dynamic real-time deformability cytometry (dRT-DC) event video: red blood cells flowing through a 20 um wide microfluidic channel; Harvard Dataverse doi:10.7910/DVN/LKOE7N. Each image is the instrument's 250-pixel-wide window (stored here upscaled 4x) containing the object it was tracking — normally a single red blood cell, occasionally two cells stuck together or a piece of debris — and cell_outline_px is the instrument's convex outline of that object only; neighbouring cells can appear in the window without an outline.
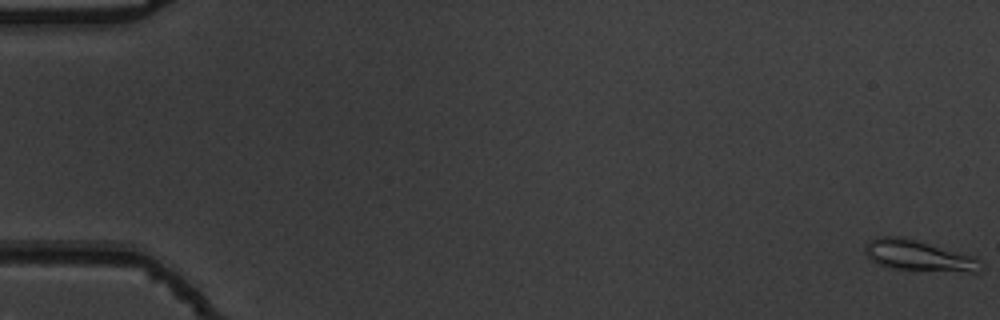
{"species": "common noctule bat (a hibernating species)", "species_latin": "Nyctalus noctula", "temperature_condition": "warm", "stored_images_in_passage": 55, "camera_frame_rate_fps": 3000, "um_per_image_px": 0.085, "animal": {"sex": "male", "body_mass_g": 19.5, "forearm_length_mm": 54.6}, "frame": {"image": 1, "passage_image": 1, "time_ms": 0.0, "image_size_px": [1000, 320], "cell_outline_px": [[984, 268], [980, 272], [972, 272], [892, 268], [880, 264], [872, 260], [864, 252], [864, 248], [868, 240], [876, 236], [904, 236], [976, 256], [984, 264]], "centroid_in_image_um": [78.13, 21.7], "position_along_channel_um": 6.9, "area_um2": 21.04}}
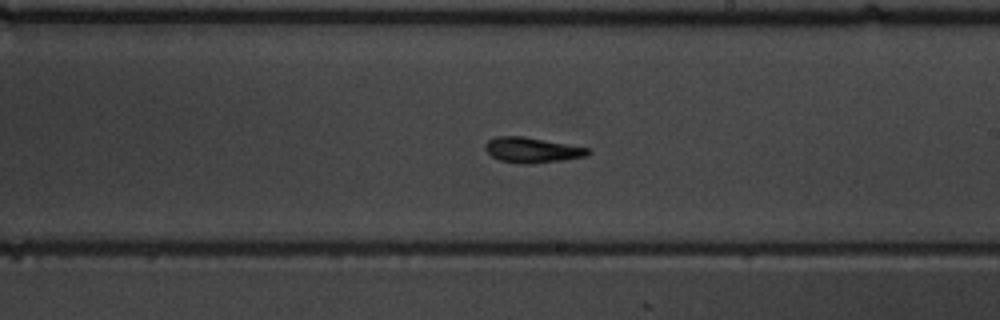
{"frame": {"image": 2, "passage_image": 33, "time_ms": 10.667, "image_size_px": [1000, 320], "cell_outline_px": [[592, 152], [588, 156], [564, 160], [532, 164], [524, 164], [500, 160], [492, 156], [484, 148], [484, 144], [488, 140], [496, 136], [524, 136], [568, 144], [588, 148]], "centroid_in_image_um": [45.24, 12.75], "position_along_channel_um": 243.8, "area_um2": 15.26}}
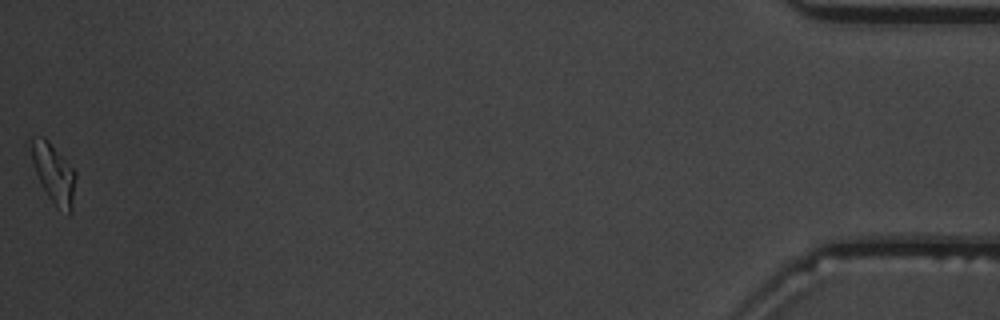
{"frame": {"image": 3, "passage_image": 55, "time_ms": 18.0, "image_size_px": [1000, 320], "cell_outline_px": [[76, 176], [72, 212], [68, 216], [56, 208], [48, 196], [36, 172], [32, 160], [28, 140], [32, 136], [44, 136], [48, 140], [76, 172]], "centroid_in_image_um": [4.56, 14.74], "position_along_channel_um": 430.6, "area_um2": 15.61}, "authors_computed_cell_mechanics": {"area_um2": 15.3748, "velocity_mm_per_s": 3.7975, "shape_relaxation_time_tau1_ms": 5.8651, "shape_relaxation_time_tau2_ms": 3.4802, "deformation_change_tau1": 0.1805, "deformation_change_tau2": 0.1222}}